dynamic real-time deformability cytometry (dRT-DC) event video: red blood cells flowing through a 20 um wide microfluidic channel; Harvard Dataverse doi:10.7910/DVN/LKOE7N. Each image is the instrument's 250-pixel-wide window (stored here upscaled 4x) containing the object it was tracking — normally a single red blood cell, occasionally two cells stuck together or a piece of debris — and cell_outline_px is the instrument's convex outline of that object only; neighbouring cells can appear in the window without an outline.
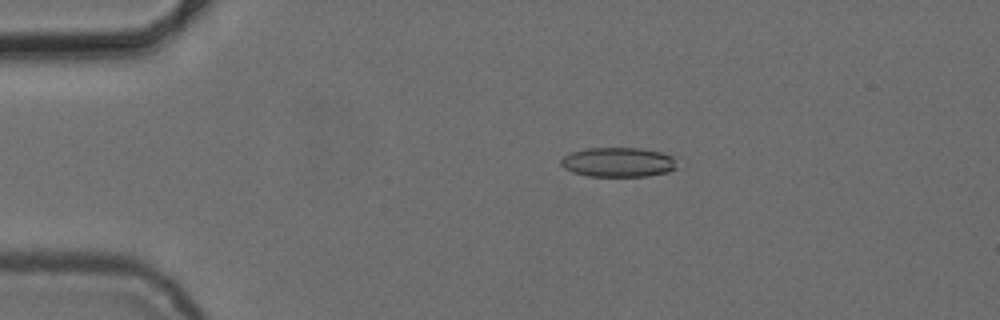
{"species": "common noctule bat (a hibernating species)", "species_latin": "Nyctalus noctula", "temperature_condition": "cold", "stored_images_in_passage": 5, "camera_frame_rate_fps": 3000, "um_per_image_px": 0.085, "animal": {"sex": "female", "body_mass_g": 24.6, "forearm_length_mm": 56.2}, "frame": {"image": 1, "passage_image": 2, "time_ms": 1.333, "image_size_px": [1000, 320], "cell_outline_px": [[676, 168], [668, 172], [648, 176], [588, 176], [572, 172], [564, 168], [560, 164], [560, 160], [564, 156], [572, 152], [588, 148], [640, 148], [660, 152], [672, 156]], "centroid_in_image_um": [52.52, 13.79], "position_along_channel_um": 32.5, "area_um2": 19.88}}
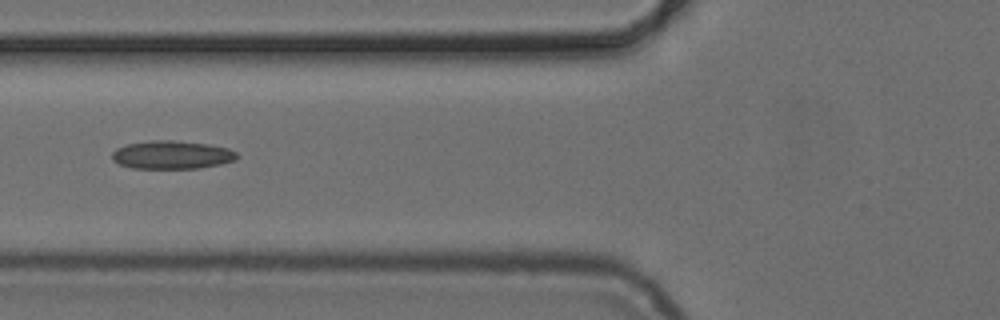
{"frame": {"image": 2, "passage_image": 5, "time_ms": 4.667, "image_size_px": [1000, 320], "cell_outline_px": [[240, 156], [236, 160], [220, 164], [200, 168], [132, 168], [120, 164], [112, 160], [112, 152], [116, 148], [128, 144], [152, 140], [172, 140], [208, 144], [228, 148], [236, 152]], "centroid_in_image_um": [14.63, 13.16], "position_along_channel_um": 111.2, "area_um2": 20.58}}